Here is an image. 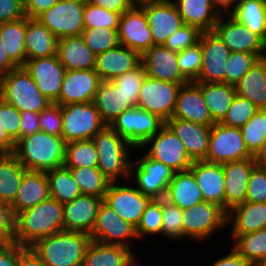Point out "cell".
I'll use <instances>...</instances> for the list:
<instances>
[{"label":"cell","instance_id":"cell-1","mask_svg":"<svg viewBox=\"0 0 266 266\" xmlns=\"http://www.w3.org/2000/svg\"><path fill=\"white\" fill-rule=\"evenodd\" d=\"M65 152L62 136L38 131L19 139L12 154L27 171L47 172L64 166Z\"/></svg>","mask_w":266,"mask_h":266},{"label":"cell","instance_id":"cell-2","mask_svg":"<svg viewBox=\"0 0 266 266\" xmlns=\"http://www.w3.org/2000/svg\"><path fill=\"white\" fill-rule=\"evenodd\" d=\"M63 230V204L49 198L15 216L14 243L30 247L38 239Z\"/></svg>","mask_w":266,"mask_h":266},{"label":"cell","instance_id":"cell-3","mask_svg":"<svg viewBox=\"0 0 266 266\" xmlns=\"http://www.w3.org/2000/svg\"><path fill=\"white\" fill-rule=\"evenodd\" d=\"M90 235L60 231L35 241L30 248L46 266H82Z\"/></svg>","mask_w":266,"mask_h":266},{"label":"cell","instance_id":"cell-4","mask_svg":"<svg viewBox=\"0 0 266 266\" xmlns=\"http://www.w3.org/2000/svg\"><path fill=\"white\" fill-rule=\"evenodd\" d=\"M0 98L19 112L40 113L51 103L38 89L23 66H18L0 76Z\"/></svg>","mask_w":266,"mask_h":266},{"label":"cell","instance_id":"cell-5","mask_svg":"<svg viewBox=\"0 0 266 266\" xmlns=\"http://www.w3.org/2000/svg\"><path fill=\"white\" fill-rule=\"evenodd\" d=\"M92 141L98 154L97 168L102 174L111 182H119L120 175L129 179L131 162L128 148L134 147L110 126L98 132Z\"/></svg>","mask_w":266,"mask_h":266},{"label":"cell","instance_id":"cell-6","mask_svg":"<svg viewBox=\"0 0 266 266\" xmlns=\"http://www.w3.org/2000/svg\"><path fill=\"white\" fill-rule=\"evenodd\" d=\"M61 111V136L66 143L91 140L107 126L93 102L68 104L61 106Z\"/></svg>","mask_w":266,"mask_h":266},{"label":"cell","instance_id":"cell-7","mask_svg":"<svg viewBox=\"0 0 266 266\" xmlns=\"http://www.w3.org/2000/svg\"><path fill=\"white\" fill-rule=\"evenodd\" d=\"M253 158L242 137L240 128L215 123L211 128L206 162L224 164Z\"/></svg>","mask_w":266,"mask_h":266},{"label":"cell","instance_id":"cell-8","mask_svg":"<svg viewBox=\"0 0 266 266\" xmlns=\"http://www.w3.org/2000/svg\"><path fill=\"white\" fill-rule=\"evenodd\" d=\"M164 124L157 115L133 107L124 111L110 127L134 148H141Z\"/></svg>","mask_w":266,"mask_h":266},{"label":"cell","instance_id":"cell-9","mask_svg":"<svg viewBox=\"0 0 266 266\" xmlns=\"http://www.w3.org/2000/svg\"><path fill=\"white\" fill-rule=\"evenodd\" d=\"M178 83L145 76L139 93L137 107L157 115L166 122L172 118L176 106Z\"/></svg>","mask_w":266,"mask_h":266},{"label":"cell","instance_id":"cell-10","mask_svg":"<svg viewBox=\"0 0 266 266\" xmlns=\"http://www.w3.org/2000/svg\"><path fill=\"white\" fill-rule=\"evenodd\" d=\"M227 213L218 205L202 201L182 210L183 238L206 239L217 229L227 225Z\"/></svg>","mask_w":266,"mask_h":266},{"label":"cell","instance_id":"cell-11","mask_svg":"<svg viewBox=\"0 0 266 266\" xmlns=\"http://www.w3.org/2000/svg\"><path fill=\"white\" fill-rule=\"evenodd\" d=\"M85 3L59 0L36 19L57 39L81 35L84 30Z\"/></svg>","mask_w":266,"mask_h":266},{"label":"cell","instance_id":"cell-12","mask_svg":"<svg viewBox=\"0 0 266 266\" xmlns=\"http://www.w3.org/2000/svg\"><path fill=\"white\" fill-rule=\"evenodd\" d=\"M132 168L135 169V174L132 172ZM174 173L175 171L169 166L149 158L146 154L131 163L130 166V176H132V179L133 175H135L136 188L142 194L150 196L152 199L165 198Z\"/></svg>","mask_w":266,"mask_h":266},{"label":"cell","instance_id":"cell-13","mask_svg":"<svg viewBox=\"0 0 266 266\" xmlns=\"http://www.w3.org/2000/svg\"><path fill=\"white\" fill-rule=\"evenodd\" d=\"M150 143L151 147L146 155L169 166L175 172L189 170L193 164L184 144L166 124L142 146L150 145Z\"/></svg>","mask_w":266,"mask_h":266},{"label":"cell","instance_id":"cell-14","mask_svg":"<svg viewBox=\"0 0 266 266\" xmlns=\"http://www.w3.org/2000/svg\"><path fill=\"white\" fill-rule=\"evenodd\" d=\"M89 235L93 241L130 249L131 243L128 241L137 238L136 228L123 220L104 201L101 202L94 228Z\"/></svg>","mask_w":266,"mask_h":266},{"label":"cell","instance_id":"cell-15","mask_svg":"<svg viewBox=\"0 0 266 266\" xmlns=\"http://www.w3.org/2000/svg\"><path fill=\"white\" fill-rule=\"evenodd\" d=\"M117 32L120 44L140 56L154 45L147 16L139 4L120 15Z\"/></svg>","mask_w":266,"mask_h":266},{"label":"cell","instance_id":"cell-16","mask_svg":"<svg viewBox=\"0 0 266 266\" xmlns=\"http://www.w3.org/2000/svg\"><path fill=\"white\" fill-rule=\"evenodd\" d=\"M199 43L203 61L196 82L225 83V67L231 51L214 31L202 32Z\"/></svg>","mask_w":266,"mask_h":266},{"label":"cell","instance_id":"cell-17","mask_svg":"<svg viewBox=\"0 0 266 266\" xmlns=\"http://www.w3.org/2000/svg\"><path fill=\"white\" fill-rule=\"evenodd\" d=\"M152 198L142 194L137 188L121 186L110 182L103 201L123 220L137 228L142 214Z\"/></svg>","mask_w":266,"mask_h":266},{"label":"cell","instance_id":"cell-18","mask_svg":"<svg viewBox=\"0 0 266 266\" xmlns=\"http://www.w3.org/2000/svg\"><path fill=\"white\" fill-rule=\"evenodd\" d=\"M148 20L154 45H164L183 24L173 0H152L139 4Z\"/></svg>","mask_w":266,"mask_h":266},{"label":"cell","instance_id":"cell-19","mask_svg":"<svg viewBox=\"0 0 266 266\" xmlns=\"http://www.w3.org/2000/svg\"><path fill=\"white\" fill-rule=\"evenodd\" d=\"M223 14L218 18L213 31L220 37L231 52L241 51L266 57V43L244 24L230 16L224 21Z\"/></svg>","mask_w":266,"mask_h":266},{"label":"cell","instance_id":"cell-20","mask_svg":"<svg viewBox=\"0 0 266 266\" xmlns=\"http://www.w3.org/2000/svg\"><path fill=\"white\" fill-rule=\"evenodd\" d=\"M23 67L30 74L39 91L51 103H55L60 97L62 80L66 71L57 54L26 60Z\"/></svg>","mask_w":266,"mask_h":266},{"label":"cell","instance_id":"cell-21","mask_svg":"<svg viewBox=\"0 0 266 266\" xmlns=\"http://www.w3.org/2000/svg\"><path fill=\"white\" fill-rule=\"evenodd\" d=\"M100 82L101 79L94 70H66L60 97L55 103L65 106L72 103L93 102Z\"/></svg>","mask_w":266,"mask_h":266},{"label":"cell","instance_id":"cell-22","mask_svg":"<svg viewBox=\"0 0 266 266\" xmlns=\"http://www.w3.org/2000/svg\"><path fill=\"white\" fill-rule=\"evenodd\" d=\"M140 58L147 76L180 85L188 83L181 75L178 52L169 50L163 45H153Z\"/></svg>","mask_w":266,"mask_h":266},{"label":"cell","instance_id":"cell-23","mask_svg":"<svg viewBox=\"0 0 266 266\" xmlns=\"http://www.w3.org/2000/svg\"><path fill=\"white\" fill-rule=\"evenodd\" d=\"M172 118L213 126L206 103L202 96L201 82H188L181 85L176 97V106Z\"/></svg>","mask_w":266,"mask_h":266},{"label":"cell","instance_id":"cell-24","mask_svg":"<svg viewBox=\"0 0 266 266\" xmlns=\"http://www.w3.org/2000/svg\"><path fill=\"white\" fill-rule=\"evenodd\" d=\"M102 201L101 198L81 194L71 202L63 204L64 230L90 234Z\"/></svg>","mask_w":266,"mask_h":266},{"label":"cell","instance_id":"cell-25","mask_svg":"<svg viewBox=\"0 0 266 266\" xmlns=\"http://www.w3.org/2000/svg\"><path fill=\"white\" fill-rule=\"evenodd\" d=\"M165 124L184 144L192 161H205L212 126L200 125L179 118H170Z\"/></svg>","mask_w":266,"mask_h":266},{"label":"cell","instance_id":"cell-26","mask_svg":"<svg viewBox=\"0 0 266 266\" xmlns=\"http://www.w3.org/2000/svg\"><path fill=\"white\" fill-rule=\"evenodd\" d=\"M206 202L218 205L225 211V184L223 164L193 161L189 168Z\"/></svg>","mask_w":266,"mask_h":266},{"label":"cell","instance_id":"cell-27","mask_svg":"<svg viewBox=\"0 0 266 266\" xmlns=\"http://www.w3.org/2000/svg\"><path fill=\"white\" fill-rule=\"evenodd\" d=\"M256 165L254 158L223 164L226 213L232 207L245 202L247 183Z\"/></svg>","mask_w":266,"mask_h":266},{"label":"cell","instance_id":"cell-28","mask_svg":"<svg viewBox=\"0 0 266 266\" xmlns=\"http://www.w3.org/2000/svg\"><path fill=\"white\" fill-rule=\"evenodd\" d=\"M140 62V55L136 51L119 44L96 56L94 71L101 81H112L135 68Z\"/></svg>","mask_w":266,"mask_h":266},{"label":"cell","instance_id":"cell-29","mask_svg":"<svg viewBox=\"0 0 266 266\" xmlns=\"http://www.w3.org/2000/svg\"><path fill=\"white\" fill-rule=\"evenodd\" d=\"M50 198L46 172L26 171L22 177L14 202L13 214L32 208Z\"/></svg>","mask_w":266,"mask_h":266},{"label":"cell","instance_id":"cell-30","mask_svg":"<svg viewBox=\"0 0 266 266\" xmlns=\"http://www.w3.org/2000/svg\"><path fill=\"white\" fill-rule=\"evenodd\" d=\"M56 54L65 70H94L96 55L81 35L57 39Z\"/></svg>","mask_w":266,"mask_h":266},{"label":"cell","instance_id":"cell-31","mask_svg":"<svg viewBox=\"0 0 266 266\" xmlns=\"http://www.w3.org/2000/svg\"><path fill=\"white\" fill-rule=\"evenodd\" d=\"M226 219L227 225L233 223L231 235H243L266 228V203L245 201L232 207Z\"/></svg>","mask_w":266,"mask_h":266},{"label":"cell","instance_id":"cell-32","mask_svg":"<svg viewBox=\"0 0 266 266\" xmlns=\"http://www.w3.org/2000/svg\"><path fill=\"white\" fill-rule=\"evenodd\" d=\"M93 103L107 126H110L124 111L133 108L121 89L112 81L100 82Z\"/></svg>","mask_w":266,"mask_h":266},{"label":"cell","instance_id":"cell-33","mask_svg":"<svg viewBox=\"0 0 266 266\" xmlns=\"http://www.w3.org/2000/svg\"><path fill=\"white\" fill-rule=\"evenodd\" d=\"M184 24L192 25L201 32L213 31L220 13L210 0H175Z\"/></svg>","mask_w":266,"mask_h":266},{"label":"cell","instance_id":"cell-34","mask_svg":"<svg viewBox=\"0 0 266 266\" xmlns=\"http://www.w3.org/2000/svg\"><path fill=\"white\" fill-rule=\"evenodd\" d=\"M235 89L236 94L247 98L258 110L266 109V57L258 59Z\"/></svg>","mask_w":266,"mask_h":266},{"label":"cell","instance_id":"cell-35","mask_svg":"<svg viewBox=\"0 0 266 266\" xmlns=\"http://www.w3.org/2000/svg\"><path fill=\"white\" fill-rule=\"evenodd\" d=\"M165 199L177 205L182 210L192 208L204 201L202 192L197 185L196 179L190 170L175 172Z\"/></svg>","mask_w":266,"mask_h":266},{"label":"cell","instance_id":"cell-36","mask_svg":"<svg viewBox=\"0 0 266 266\" xmlns=\"http://www.w3.org/2000/svg\"><path fill=\"white\" fill-rule=\"evenodd\" d=\"M27 60L56 55L57 38L37 19L27 17L25 33Z\"/></svg>","mask_w":266,"mask_h":266},{"label":"cell","instance_id":"cell-37","mask_svg":"<svg viewBox=\"0 0 266 266\" xmlns=\"http://www.w3.org/2000/svg\"><path fill=\"white\" fill-rule=\"evenodd\" d=\"M27 17L0 24L1 43L8 58L18 67L27 60L25 50V33Z\"/></svg>","mask_w":266,"mask_h":266},{"label":"cell","instance_id":"cell-38","mask_svg":"<svg viewBox=\"0 0 266 266\" xmlns=\"http://www.w3.org/2000/svg\"><path fill=\"white\" fill-rule=\"evenodd\" d=\"M201 90L212 121L220 123L236 96L235 85L227 83H201Z\"/></svg>","mask_w":266,"mask_h":266},{"label":"cell","instance_id":"cell-39","mask_svg":"<svg viewBox=\"0 0 266 266\" xmlns=\"http://www.w3.org/2000/svg\"><path fill=\"white\" fill-rule=\"evenodd\" d=\"M230 15L266 43V0H238Z\"/></svg>","mask_w":266,"mask_h":266},{"label":"cell","instance_id":"cell-40","mask_svg":"<svg viewBox=\"0 0 266 266\" xmlns=\"http://www.w3.org/2000/svg\"><path fill=\"white\" fill-rule=\"evenodd\" d=\"M27 170L13 154H0V201L12 204Z\"/></svg>","mask_w":266,"mask_h":266},{"label":"cell","instance_id":"cell-41","mask_svg":"<svg viewBox=\"0 0 266 266\" xmlns=\"http://www.w3.org/2000/svg\"><path fill=\"white\" fill-rule=\"evenodd\" d=\"M132 253L130 248L91 240L86 248L82 266H123Z\"/></svg>","mask_w":266,"mask_h":266},{"label":"cell","instance_id":"cell-42","mask_svg":"<svg viewBox=\"0 0 266 266\" xmlns=\"http://www.w3.org/2000/svg\"><path fill=\"white\" fill-rule=\"evenodd\" d=\"M233 249L254 266H260L266 261V228L246 233L243 235H231Z\"/></svg>","mask_w":266,"mask_h":266},{"label":"cell","instance_id":"cell-43","mask_svg":"<svg viewBox=\"0 0 266 266\" xmlns=\"http://www.w3.org/2000/svg\"><path fill=\"white\" fill-rule=\"evenodd\" d=\"M46 175L50 198L65 204L81 195L78 184L74 180L70 169L65 166L49 170L46 172Z\"/></svg>","mask_w":266,"mask_h":266},{"label":"cell","instance_id":"cell-44","mask_svg":"<svg viewBox=\"0 0 266 266\" xmlns=\"http://www.w3.org/2000/svg\"><path fill=\"white\" fill-rule=\"evenodd\" d=\"M78 184L81 194L105 197L110 180L97 167L68 168Z\"/></svg>","mask_w":266,"mask_h":266},{"label":"cell","instance_id":"cell-45","mask_svg":"<svg viewBox=\"0 0 266 266\" xmlns=\"http://www.w3.org/2000/svg\"><path fill=\"white\" fill-rule=\"evenodd\" d=\"M97 163L98 154L92 139L66 143V168L97 167Z\"/></svg>","mask_w":266,"mask_h":266},{"label":"cell","instance_id":"cell-46","mask_svg":"<svg viewBox=\"0 0 266 266\" xmlns=\"http://www.w3.org/2000/svg\"><path fill=\"white\" fill-rule=\"evenodd\" d=\"M240 130L245 145L254 156L266 139V109L257 110Z\"/></svg>","mask_w":266,"mask_h":266},{"label":"cell","instance_id":"cell-47","mask_svg":"<svg viewBox=\"0 0 266 266\" xmlns=\"http://www.w3.org/2000/svg\"><path fill=\"white\" fill-rule=\"evenodd\" d=\"M117 30L104 27L84 28L81 36L85 44L97 56L120 44Z\"/></svg>","mask_w":266,"mask_h":266},{"label":"cell","instance_id":"cell-48","mask_svg":"<svg viewBox=\"0 0 266 266\" xmlns=\"http://www.w3.org/2000/svg\"><path fill=\"white\" fill-rule=\"evenodd\" d=\"M145 76V68L140 62L132 70L115 77L112 82L121 89L127 99V102H129L133 107H137L140 89Z\"/></svg>","mask_w":266,"mask_h":266},{"label":"cell","instance_id":"cell-49","mask_svg":"<svg viewBox=\"0 0 266 266\" xmlns=\"http://www.w3.org/2000/svg\"><path fill=\"white\" fill-rule=\"evenodd\" d=\"M258 59L256 54L241 51L231 52L225 67V83L236 85Z\"/></svg>","mask_w":266,"mask_h":266},{"label":"cell","instance_id":"cell-50","mask_svg":"<svg viewBox=\"0 0 266 266\" xmlns=\"http://www.w3.org/2000/svg\"><path fill=\"white\" fill-rule=\"evenodd\" d=\"M257 110L251 101L236 94L220 123L228 127L241 128L253 117Z\"/></svg>","mask_w":266,"mask_h":266},{"label":"cell","instance_id":"cell-51","mask_svg":"<svg viewBox=\"0 0 266 266\" xmlns=\"http://www.w3.org/2000/svg\"><path fill=\"white\" fill-rule=\"evenodd\" d=\"M162 234V198L152 199L142 214L141 221L136 228L137 238L147 235ZM147 234V235H146Z\"/></svg>","mask_w":266,"mask_h":266},{"label":"cell","instance_id":"cell-52","mask_svg":"<svg viewBox=\"0 0 266 266\" xmlns=\"http://www.w3.org/2000/svg\"><path fill=\"white\" fill-rule=\"evenodd\" d=\"M120 15V13L86 2L83 10L84 28L104 27L118 29Z\"/></svg>","mask_w":266,"mask_h":266},{"label":"cell","instance_id":"cell-53","mask_svg":"<svg viewBox=\"0 0 266 266\" xmlns=\"http://www.w3.org/2000/svg\"><path fill=\"white\" fill-rule=\"evenodd\" d=\"M162 235L172 240L183 238L182 209L162 198Z\"/></svg>","mask_w":266,"mask_h":266},{"label":"cell","instance_id":"cell-54","mask_svg":"<svg viewBox=\"0 0 266 266\" xmlns=\"http://www.w3.org/2000/svg\"><path fill=\"white\" fill-rule=\"evenodd\" d=\"M202 49L200 43L178 52V64L181 75L188 82H196L201 72Z\"/></svg>","mask_w":266,"mask_h":266},{"label":"cell","instance_id":"cell-55","mask_svg":"<svg viewBox=\"0 0 266 266\" xmlns=\"http://www.w3.org/2000/svg\"><path fill=\"white\" fill-rule=\"evenodd\" d=\"M201 31L188 24H183L177 31L168 37L164 47L180 52L199 43Z\"/></svg>","mask_w":266,"mask_h":266},{"label":"cell","instance_id":"cell-56","mask_svg":"<svg viewBox=\"0 0 266 266\" xmlns=\"http://www.w3.org/2000/svg\"><path fill=\"white\" fill-rule=\"evenodd\" d=\"M245 201L266 203V168L256 165L251 171Z\"/></svg>","mask_w":266,"mask_h":266},{"label":"cell","instance_id":"cell-57","mask_svg":"<svg viewBox=\"0 0 266 266\" xmlns=\"http://www.w3.org/2000/svg\"><path fill=\"white\" fill-rule=\"evenodd\" d=\"M20 120V112L0 98V125L15 143L19 140Z\"/></svg>","mask_w":266,"mask_h":266},{"label":"cell","instance_id":"cell-58","mask_svg":"<svg viewBox=\"0 0 266 266\" xmlns=\"http://www.w3.org/2000/svg\"><path fill=\"white\" fill-rule=\"evenodd\" d=\"M39 126L41 131L50 135L61 136L62 133V111L61 106L56 103L50 104L40 112Z\"/></svg>","mask_w":266,"mask_h":266},{"label":"cell","instance_id":"cell-59","mask_svg":"<svg viewBox=\"0 0 266 266\" xmlns=\"http://www.w3.org/2000/svg\"><path fill=\"white\" fill-rule=\"evenodd\" d=\"M15 215L10 204L0 201V243H14Z\"/></svg>","mask_w":266,"mask_h":266},{"label":"cell","instance_id":"cell-60","mask_svg":"<svg viewBox=\"0 0 266 266\" xmlns=\"http://www.w3.org/2000/svg\"><path fill=\"white\" fill-rule=\"evenodd\" d=\"M25 16L24 0H0V24L20 20Z\"/></svg>","mask_w":266,"mask_h":266},{"label":"cell","instance_id":"cell-61","mask_svg":"<svg viewBox=\"0 0 266 266\" xmlns=\"http://www.w3.org/2000/svg\"><path fill=\"white\" fill-rule=\"evenodd\" d=\"M20 115L19 139L41 131L39 126L40 113L26 111L20 112Z\"/></svg>","mask_w":266,"mask_h":266},{"label":"cell","instance_id":"cell-62","mask_svg":"<svg viewBox=\"0 0 266 266\" xmlns=\"http://www.w3.org/2000/svg\"><path fill=\"white\" fill-rule=\"evenodd\" d=\"M24 248L16 243H0V266H17L19 254Z\"/></svg>","mask_w":266,"mask_h":266},{"label":"cell","instance_id":"cell-63","mask_svg":"<svg viewBox=\"0 0 266 266\" xmlns=\"http://www.w3.org/2000/svg\"><path fill=\"white\" fill-rule=\"evenodd\" d=\"M59 0H24L25 16L36 19L40 14L54 6Z\"/></svg>","mask_w":266,"mask_h":266},{"label":"cell","instance_id":"cell-64","mask_svg":"<svg viewBox=\"0 0 266 266\" xmlns=\"http://www.w3.org/2000/svg\"><path fill=\"white\" fill-rule=\"evenodd\" d=\"M88 2L120 14H123L135 4L132 0H88Z\"/></svg>","mask_w":266,"mask_h":266},{"label":"cell","instance_id":"cell-65","mask_svg":"<svg viewBox=\"0 0 266 266\" xmlns=\"http://www.w3.org/2000/svg\"><path fill=\"white\" fill-rule=\"evenodd\" d=\"M212 266H254L251 262L240 256L233 248L226 256L218 259Z\"/></svg>","mask_w":266,"mask_h":266},{"label":"cell","instance_id":"cell-66","mask_svg":"<svg viewBox=\"0 0 266 266\" xmlns=\"http://www.w3.org/2000/svg\"><path fill=\"white\" fill-rule=\"evenodd\" d=\"M17 266H46L30 247H25L19 254Z\"/></svg>","mask_w":266,"mask_h":266},{"label":"cell","instance_id":"cell-67","mask_svg":"<svg viewBox=\"0 0 266 266\" xmlns=\"http://www.w3.org/2000/svg\"><path fill=\"white\" fill-rule=\"evenodd\" d=\"M15 142L8 136L5 129L0 125V154H12Z\"/></svg>","mask_w":266,"mask_h":266},{"label":"cell","instance_id":"cell-68","mask_svg":"<svg viewBox=\"0 0 266 266\" xmlns=\"http://www.w3.org/2000/svg\"><path fill=\"white\" fill-rule=\"evenodd\" d=\"M16 67L17 66L6 55L0 37V76L2 74L8 73L9 71L15 69Z\"/></svg>","mask_w":266,"mask_h":266},{"label":"cell","instance_id":"cell-69","mask_svg":"<svg viewBox=\"0 0 266 266\" xmlns=\"http://www.w3.org/2000/svg\"><path fill=\"white\" fill-rule=\"evenodd\" d=\"M213 7L221 14H223L222 10L224 11V9H226L225 11L228 10V14L231 13L230 7L231 9L235 7V5L237 4L238 0H210ZM233 6V7H232ZM220 8V10H219Z\"/></svg>","mask_w":266,"mask_h":266},{"label":"cell","instance_id":"cell-70","mask_svg":"<svg viewBox=\"0 0 266 266\" xmlns=\"http://www.w3.org/2000/svg\"><path fill=\"white\" fill-rule=\"evenodd\" d=\"M255 163L263 168H266V139L262 143L261 148L253 156Z\"/></svg>","mask_w":266,"mask_h":266},{"label":"cell","instance_id":"cell-71","mask_svg":"<svg viewBox=\"0 0 266 266\" xmlns=\"http://www.w3.org/2000/svg\"><path fill=\"white\" fill-rule=\"evenodd\" d=\"M136 256L132 253L127 260L123 263V266H140Z\"/></svg>","mask_w":266,"mask_h":266},{"label":"cell","instance_id":"cell-72","mask_svg":"<svg viewBox=\"0 0 266 266\" xmlns=\"http://www.w3.org/2000/svg\"><path fill=\"white\" fill-rule=\"evenodd\" d=\"M135 4H140L143 2H147V1H152V0H132Z\"/></svg>","mask_w":266,"mask_h":266},{"label":"cell","instance_id":"cell-73","mask_svg":"<svg viewBox=\"0 0 266 266\" xmlns=\"http://www.w3.org/2000/svg\"><path fill=\"white\" fill-rule=\"evenodd\" d=\"M63 1H73V2H80V3L88 2V0H63Z\"/></svg>","mask_w":266,"mask_h":266},{"label":"cell","instance_id":"cell-74","mask_svg":"<svg viewBox=\"0 0 266 266\" xmlns=\"http://www.w3.org/2000/svg\"><path fill=\"white\" fill-rule=\"evenodd\" d=\"M260 266H266V261L263 262Z\"/></svg>","mask_w":266,"mask_h":266}]
</instances>
